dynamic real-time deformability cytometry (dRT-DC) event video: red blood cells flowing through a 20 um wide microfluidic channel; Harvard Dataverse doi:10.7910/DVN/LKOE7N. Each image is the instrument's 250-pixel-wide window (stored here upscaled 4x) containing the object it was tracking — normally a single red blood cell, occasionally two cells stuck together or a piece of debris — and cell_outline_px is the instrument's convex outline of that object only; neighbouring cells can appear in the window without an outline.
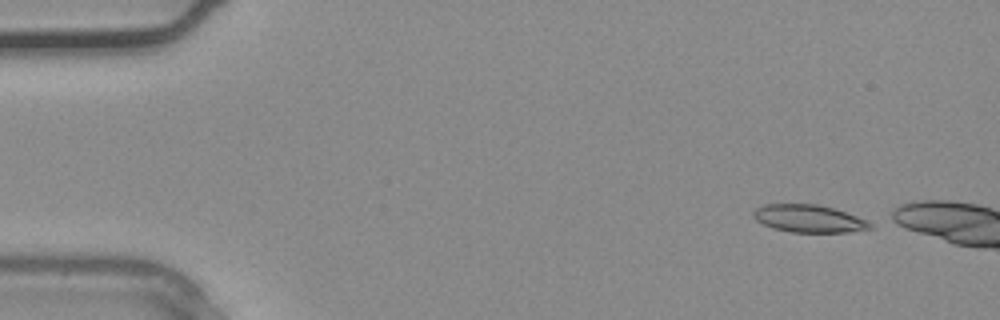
{"species": "common noctule bat (a hibernating species)", "species_latin": "Nyctalus noctula", "temperature_condition": "warm", "stored_images_in_passage": 8, "camera_frame_rate_fps": 3000, "um_per_image_px": 0.085, "animal": {"sex": "male", "body_mass_g": 20.4}, "frame": {"image": 1, "passage_image": 1, "time_ms": 0.0, "image_size_px": [1000, 320], "cell_outline_px": [[872, 228], [848, 232], [792, 232], [772, 228], [756, 220], [752, 216], [752, 212], [756, 208], [764, 204], [816, 204], [832, 208], [868, 220], [872, 224]], "centroid_in_image_um": [68.72, 18.58], "position_along_channel_um": 16.3, "area_um2": 18.67}}